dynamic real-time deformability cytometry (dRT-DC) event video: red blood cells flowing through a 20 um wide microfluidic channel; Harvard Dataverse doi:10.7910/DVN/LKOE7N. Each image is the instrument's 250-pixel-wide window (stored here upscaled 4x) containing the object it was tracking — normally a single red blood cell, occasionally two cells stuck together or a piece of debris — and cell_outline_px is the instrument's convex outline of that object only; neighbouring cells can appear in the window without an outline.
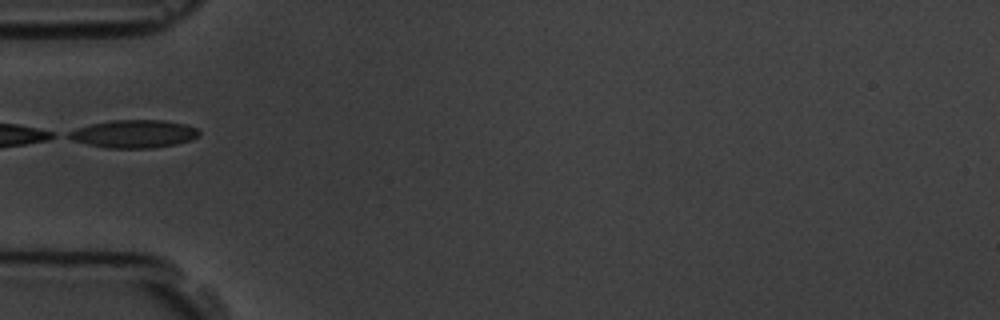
{"species": "common noctule bat (a hibernating species)", "species_latin": "Nyctalus noctula", "temperature_condition": "room temperature", "stored_images_in_passage": 6, "camera_frame_rate_fps": 3000, "um_per_image_px": 0.085, "animal": {"sex": "male", "body_mass_g": 19.5, "forearm_length_mm": 54.6}, "frame": {"image": 1, "passage_image": 6, "time_ms": 6.0, "image_size_px": [1000, 320], "cell_outline_px": [[200, 136], [192, 140], [176, 144], [152, 148], [108, 148], [88, 144], [72, 140], [64, 136], [68, 132], [76, 128], [108, 120], [164, 120], [188, 124], [196, 128], [200, 132]], "centroid_in_image_um": [11.4, 11.37], "position_along_channel_um": 73.6, "area_um2": 21.44}}